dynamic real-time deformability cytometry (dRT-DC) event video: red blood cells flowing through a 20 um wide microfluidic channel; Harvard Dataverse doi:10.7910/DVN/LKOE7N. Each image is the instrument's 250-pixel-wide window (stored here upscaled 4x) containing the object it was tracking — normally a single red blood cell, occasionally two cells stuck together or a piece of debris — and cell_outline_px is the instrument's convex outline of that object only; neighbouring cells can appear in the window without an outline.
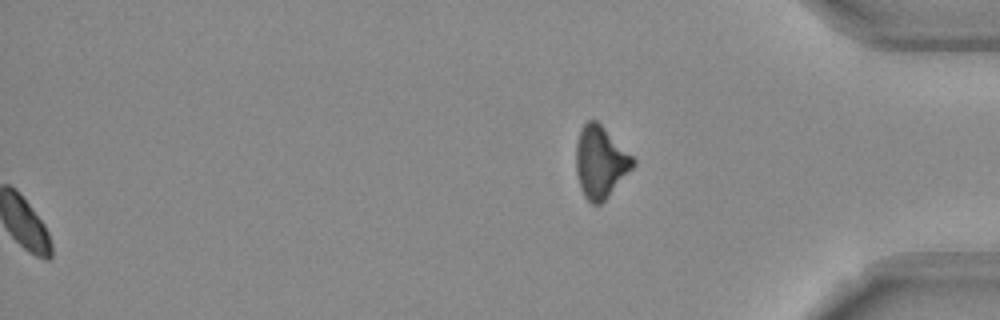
{"species": "Egyptian fruit bat (a non-hibernating species)", "species_latin": "Rousettus aegyptiacus", "temperature_condition": "room temperature", "stored_images_in_passage": 55, "segment_of_instrument_passage": [2, 2], "camera_frame_rate_fps": 3000, "um_per_image_px": 0.085, "frame": {"image": 1, "passage_image": 55, "time_ms": 18.0, "image_size_px": [1000, 320], "cell_outline_px": [[636, 164], [608, 196], [600, 204], [592, 204], [584, 196], [580, 188], [576, 172], [576, 144], [580, 128], [588, 120], [596, 120], [636, 160]], "centroid_in_image_um": [51.01, 13.78], "position_along_channel_um": 384.2, "area_um2": 23.58}}